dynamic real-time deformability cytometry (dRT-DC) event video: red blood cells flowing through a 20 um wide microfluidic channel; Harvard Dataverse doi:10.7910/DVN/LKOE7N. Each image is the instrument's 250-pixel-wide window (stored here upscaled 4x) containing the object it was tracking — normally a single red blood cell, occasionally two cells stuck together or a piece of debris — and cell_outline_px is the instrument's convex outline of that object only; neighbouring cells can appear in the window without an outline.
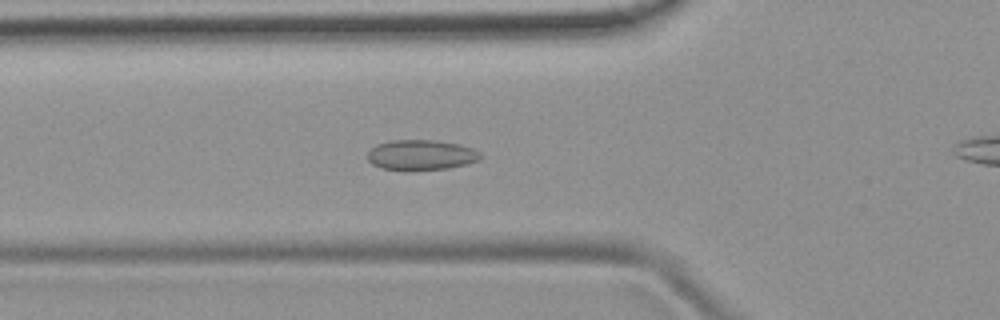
{"species": "common noctule bat (a hibernating species)", "species_latin": "Nyctalus noctula", "temperature_condition": "room temperature", "stored_images_in_passage": 45, "camera_frame_rate_fps": 3000, "um_per_image_px": 0.085, "animal": {"sex": "female", "body_mass_g": 19.9}, "frame": {"image": 1, "passage_image": 11, "time_ms": 3.333, "image_size_px": [1000, 320], "cell_outline_px": [[484, 156], [480, 160], [468, 164], [448, 168], [404, 172], [384, 168], [372, 164], [368, 160], [368, 152], [376, 144], [392, 140], [436, 140], [460, 144], [472, 148], [480, 152]], "centroid_in_image_um": [35.82, 13.19], "position_along_channel_um": 90.0, "area_um2": 20.4}}
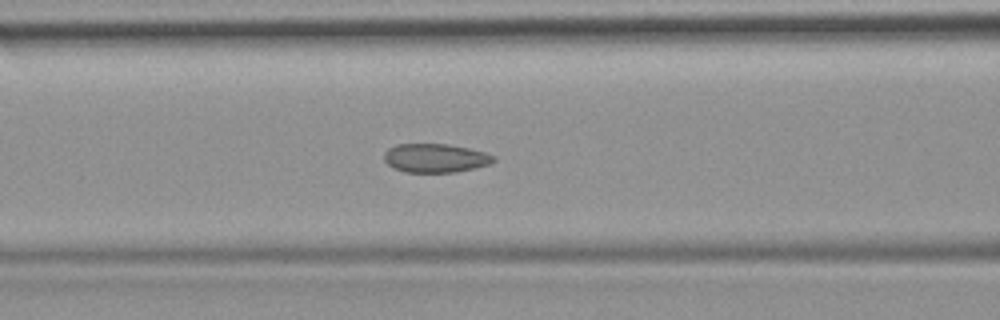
{"frame": {"image": 2, "passage_image": 14, "time_ms": 4.333, "image_size_px": [1000, 320], "cell_outline_px": [[496, 160], [488, 164], [476, 168], [456, 172], [404, 172], [392, 168], [384, 160], [384, 152], [388, 148], [396, 144], [448, 144], [468, 148], [484, 152], [496, 156]], "centroid_in_image_um": [36.99, 13.44], "position_along_channel_um": 129.6, "area_um2": 18.5}}
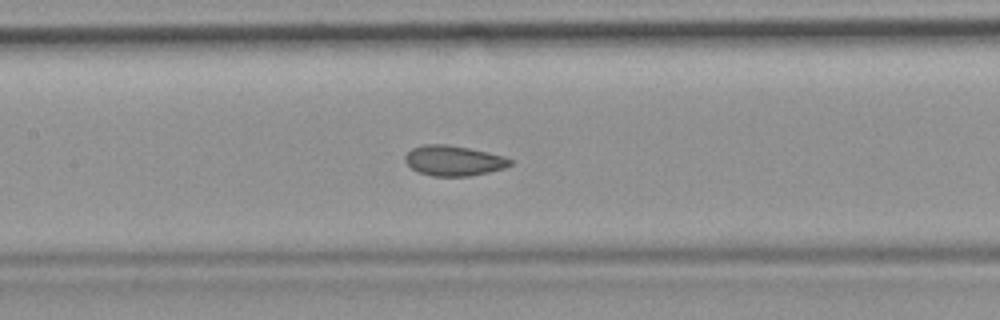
{"frame": {"image": 3, "passage_image": 17, "time_ms": 5.333, "image_size_px": [1000, 320], "cell_outline_px": [[512, 164], [504, 168], [488, 172], [468, 176], [432, 176], [420, 172], [412, 168], [404, 160], [404, 156], [412, 148], [424, 144], [448, 144], [468, 148], [504, 156], [512, 160]], "centroid_in_image_um": [38.55, 13.65], "position_along_channel_um": 168.9, "area_um2": 18.38}, "authors_computed_cell_mechanics": {"area_um2": 18.9006, "velocity_mm_per_s": 3.9283, "shape_relaxation_time_tau1_ms": null, "shape_relaxation_time_tau2_ms": 1.2517, "deformation_change_tau1": null, "deformation_change_tau2": 0.0561}}